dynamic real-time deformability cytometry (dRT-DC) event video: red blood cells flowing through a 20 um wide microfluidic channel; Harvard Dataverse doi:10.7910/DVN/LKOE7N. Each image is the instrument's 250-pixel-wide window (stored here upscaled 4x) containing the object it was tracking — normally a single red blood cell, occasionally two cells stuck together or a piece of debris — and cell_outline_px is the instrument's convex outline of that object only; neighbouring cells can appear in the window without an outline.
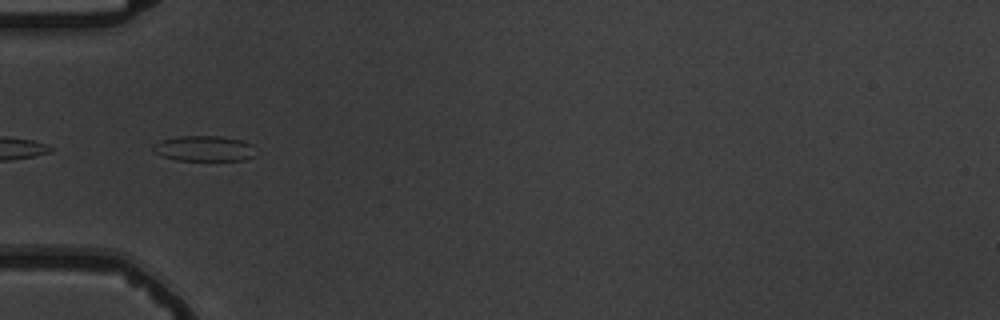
{"species": "common noctule bat (a hibernating species)", "species_latin": "Nyctalus noctula", "temperature_condition": "warm", "stored_images_in_passage": 6, "segment_of_instrument_passage": [2, 2], "camera_frame_rate_fps": 3000, "um_per_image_px": 0.085, "animal": {"sex": "male", "body_mass_g": 19.5, "forearm_length_mm": 54.6}, "frame": {"image": 1, "passage_image": 4, "time_ms": 3.333, "image_size_px": [1000, 320], "cell_outline_px": [[256, 156], [244, 160], [176, 160], [152, 152], [152, 144], [160, 140], [176, 136], [220, 136], [240, 140], [252, 144]], "centroid_in_image_um": [17.32, 12.62], "position_along_channel_um": 67.7, "area_um2": 15.37}}
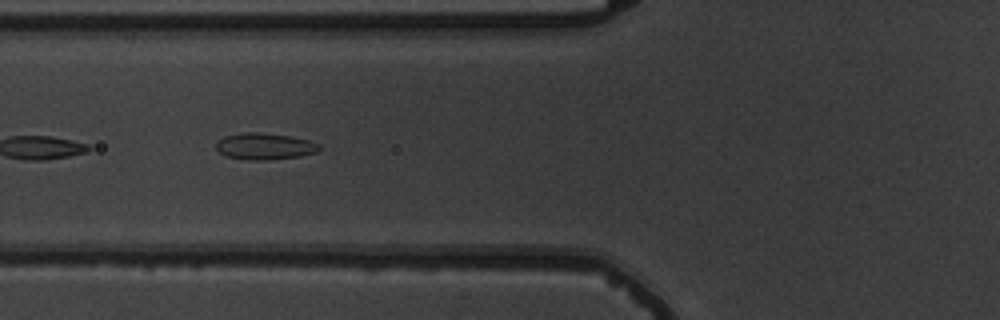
{"frame": {"image": 2, "passage_image": 5, "time_ms": 4.333, "image_size_px": [1000, 320], "cell_outline_px": [[320, 148], [316, 152], [300, 156], [268, 160], [248, 160], [224, 156], [216, 148], [216, 144], [224, 136], [244, 132], [256, 132], [288, 136], [308, 140], [320, 144]], "centroid_in_image_um": [22.48, 12.44], "position_along_channel_um": 103.3, "area_um2": 15.84}}
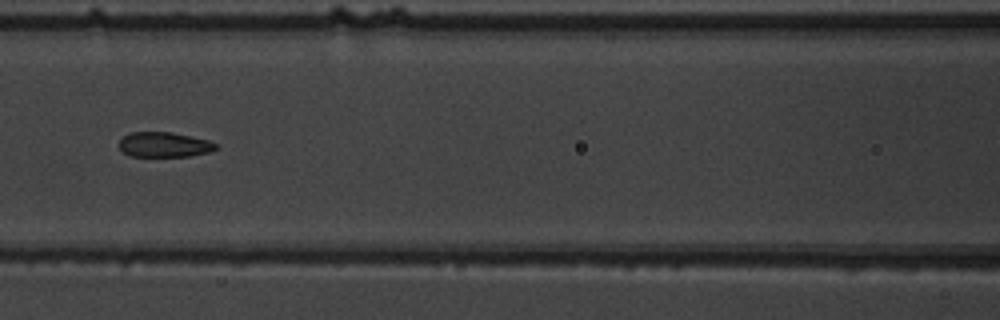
{"frame": {"image": 3, "passage_image": 6, "time_ms": 5.667, "image_size_px": [1000, 320], "cell_outline_px": [[216, 148], [208, 152], [188, 156], [132, 156], [124, 152], [120, 148], [120, 140], [128, 132], [172, 132], [208, 140], [216, 144]], "centroid_in_image_um": [13.93, 12.28], "position_along_channel_um": 152.7, "area_um2": 13.87}}